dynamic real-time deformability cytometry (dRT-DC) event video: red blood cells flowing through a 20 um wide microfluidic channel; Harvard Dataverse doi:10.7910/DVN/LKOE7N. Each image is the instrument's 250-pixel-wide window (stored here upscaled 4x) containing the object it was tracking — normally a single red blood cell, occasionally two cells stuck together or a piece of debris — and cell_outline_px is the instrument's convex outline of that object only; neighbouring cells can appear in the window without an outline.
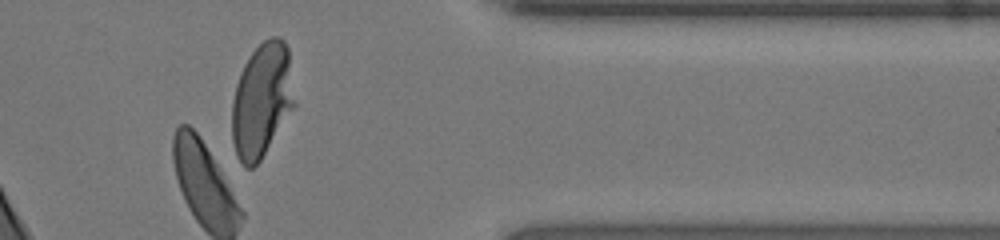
{"species": "human", "species_latin": "Homo sapiens", "temperature_condition": "room temperature", "stored_images_in_passage": 26, "camera_frame_rate_fps": 3000, "um_per_image_px": 0.085, "donor": {"sex": "female"}, "frame": {"image": 1, "passage_image": 26, "time_ms": 8.333, "image_size_px": [1000, 240], "cell_outline_px": [[296, 104], [260, 160], [252, 168], [244, 168], [236, 156], [232, 140], [232, 100], [236, 84], [240, 72], [244, 64], [252, 52], [264, 40], [272, 36], [280, 36], [284, 40], [288, 48]], "centroid_in_image_um": [22.25, 8.52], "position_along_channel_um": 389.1, "area_um2": 41.91}, "authors_computed_cell_mechanics": {"area_um2": 35.3736, "velocity_mm_per_s": 4.1859, "shape_relaxation_time_tau1_ms": 3.122, "shape_relaxation_time_tau2_ms": null, "deformation_change_tau1": 0.1673, "deformation_change_tau2": null}}